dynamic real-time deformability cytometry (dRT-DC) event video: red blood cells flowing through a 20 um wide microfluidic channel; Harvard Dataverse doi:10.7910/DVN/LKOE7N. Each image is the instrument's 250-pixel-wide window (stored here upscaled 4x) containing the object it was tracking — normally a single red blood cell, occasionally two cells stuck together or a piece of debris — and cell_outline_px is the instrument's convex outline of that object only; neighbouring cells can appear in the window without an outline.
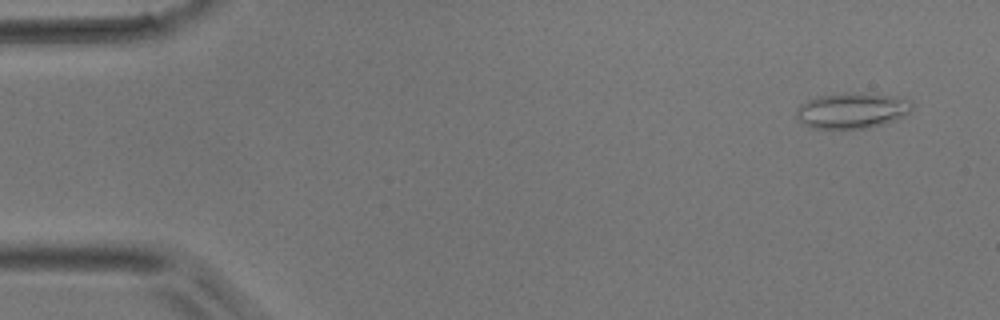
{"species": "common noctule bat (a hibernating species)", "species_latin": "Nyctalus noctula", "temperature_condition": "room temperature", "stored_images_in_passage": 47, "camera_frame_rate_fps": 3000, "um_per_image_px": 0.085, "animal": {"sex": "male", "body_mass_g": 17.9}, "frame": {"image": 1, "passage_image": 1, "time_ms": 0.0, "image_size_px": [1000, 320], "cell_outline_px": [[912, 108], [908, 112], [896, 120], [868, 128], [812, 128], [804, 124], [796, 116], [796, 112], [800, 104], [808, 100], [820, 96], [848, 92], [896, 96], [912, 100]], "centroid_in_image_um": [72.44, 9.39], "position_along_channel_um": 12.6, "area_um2": 23.87}}
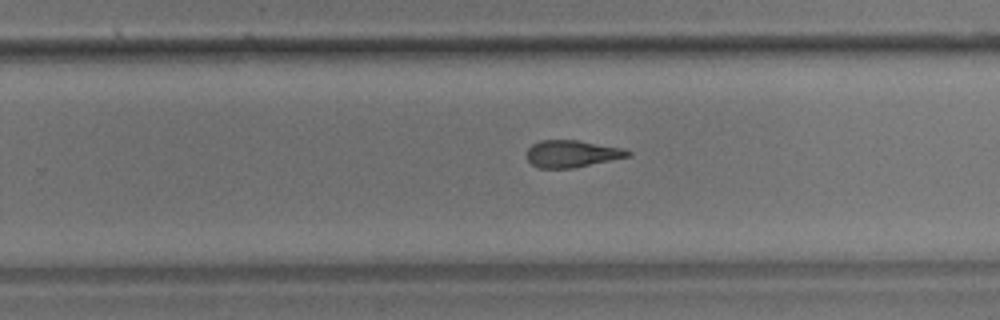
{"frame": {"image": 2, "passage_image": 29, "time_ms": 9.333, "image_size_px": [1000, 320], "cell_outline_px": [[632, 156], [572, 168], [540, 168], [532, 164], [528, 160], [528, 148], [532, 144], [540, 140], [580, 140], [624, 148], [632, 152]], "centroid_in_image_um": [48.66, 13.06], "position_along_channel_um": 281.1, "area_um2": 16.01}}
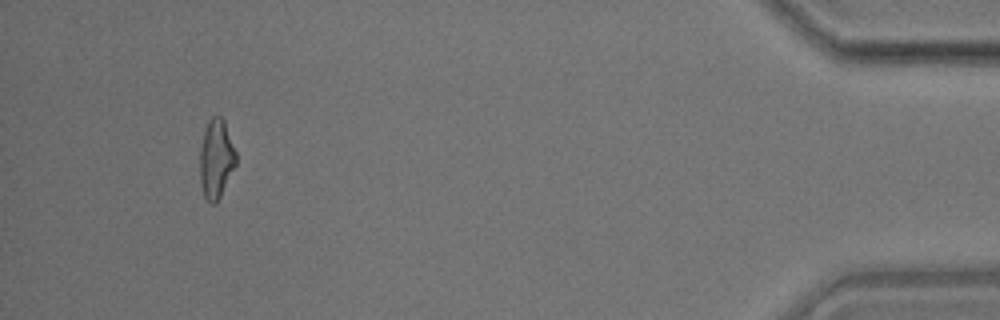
{"frame": {"image": 3, "passage_image": 44, "time_ms": 14.333, "image_size_px": [1000, 320], "cell_outline_px": [[236, 164], [216, 204], [212, 204], [204, 196], [200, 180], [200, 148], [204, 132], [208, 120], [216, 112], [224, 120], [236, 152]], "centroid_in_image_um": [18.37, 13.46], "position_along_channel_um": 416.8, "area_um2": 16.59}}